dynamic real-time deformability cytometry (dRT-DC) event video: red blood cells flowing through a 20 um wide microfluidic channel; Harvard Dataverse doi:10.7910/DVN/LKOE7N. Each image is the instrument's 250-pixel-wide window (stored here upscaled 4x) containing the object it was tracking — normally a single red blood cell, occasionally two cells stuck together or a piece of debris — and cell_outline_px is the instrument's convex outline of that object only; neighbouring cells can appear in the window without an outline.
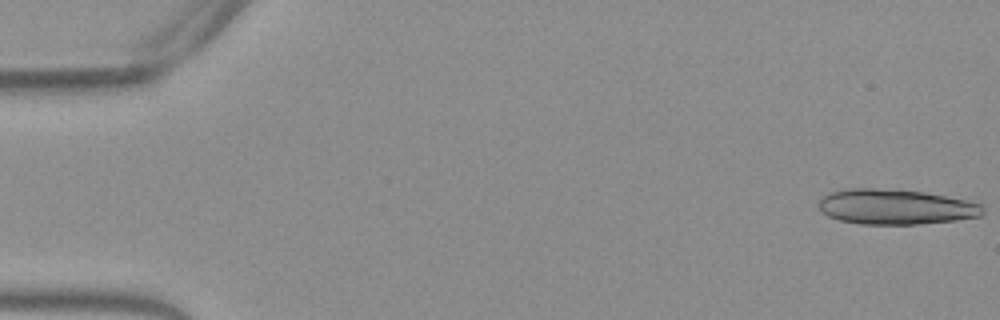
{"species": "Egyptian fruit bat (a non-hibernating species)", "species_latin": "Rousettus aegyptiacus", "temperature_condition": "warm", "stored_images_in_passage": 16, "camera_frame_rate_fps": 3000, "um_per_image_px": 0.085, "frame": {"image": 1, "passage_image": 1, "time_ms": 0.0, "image_size_px": [1000, 320], "cell_outline_px": [[984, 212], [980, 216], [956, 220], [916, 224], [860, 224], [840, 220], [828, 216], [820, 208], [820, 200], [828, 192], [848, 188], [872, 188], [924, 192], [964, 200], [980, 204]], "centroid_in_image_um": [76.1, 17.58], "position_along_channel_um": 8.9, "area_um2": 33.23}}